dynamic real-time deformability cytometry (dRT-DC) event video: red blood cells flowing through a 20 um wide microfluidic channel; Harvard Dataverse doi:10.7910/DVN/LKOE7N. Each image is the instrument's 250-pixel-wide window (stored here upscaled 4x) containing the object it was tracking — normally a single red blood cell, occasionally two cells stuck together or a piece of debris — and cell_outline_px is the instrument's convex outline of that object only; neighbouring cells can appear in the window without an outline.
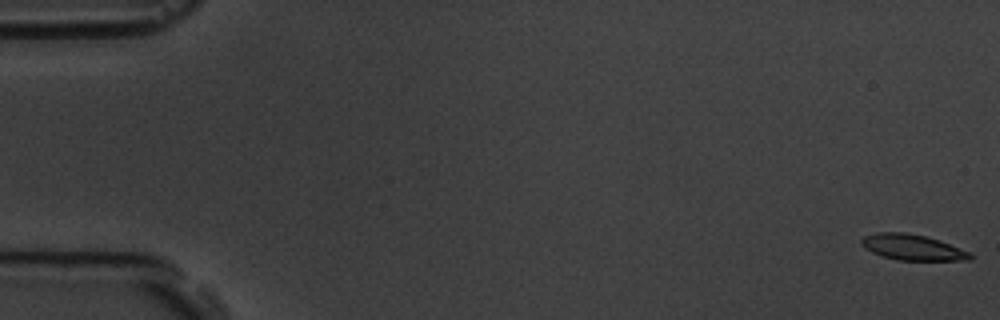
{"species": "common noctule bat (a hibernating species)", "species_latin": "Nyctalus noctula", "temperature_condition": "room temperature", "stored_images_in_passage": 7, "camera_frame_rate_fps": 3000, "um_per_image_px": 0.085, "animal": {"sex": "male", "body_mass_g": 19.5, "forearm_length_mm": 54.6}, "frame": {"image": 1, "passage_image": 1, "time_ms": 0.0, "image_size_px": [1000, 320], "cell_outline_px": [[972, 260], [896, 260], [872, 252], [864, 248], [860, 244], [860, 240], [864, 236], [876, 232], [904, 232], [924, 236], [940, 240], [972, 252]], "centroid_in_image_um": [77.57, 21.02], "position_along_channel_um": 7.4, "area_um2": 16.42}}
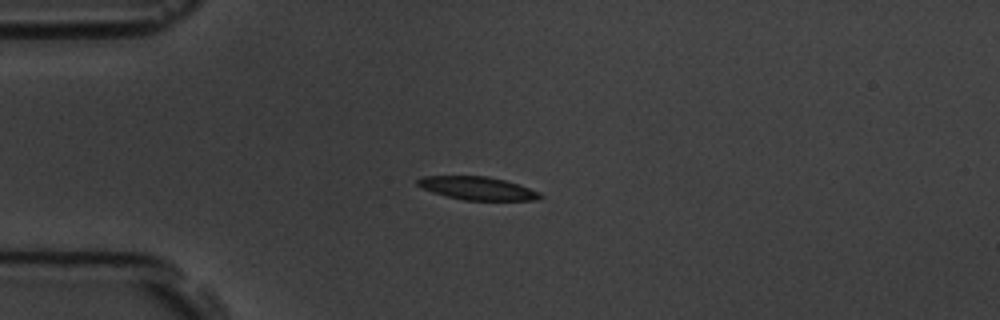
{"frame": {"image": 2, "passage_image": 5, "time_ms": 4.667, "image_size_px": [1000, 320], "cell_outline_px": [[544, 196], [536, 200], [464, 200], [432, 192], [416, 184], [416, 180], [424, 176], [488, 176], [520, 184], [540, 192]], "centroid_in_image_um": [40.62, 16.0], "position_along_channel_um": 44.4, "area_um2": 16.47}}
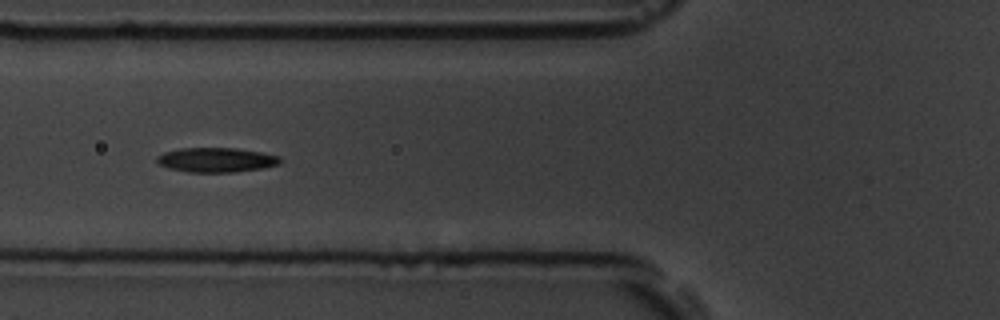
{"frame": {"image": 3, "passage_image": 7, "time_ms": 7.0, "image_size_px": [1000, 320], "cell_outline_px": [[280, 164], [264, 168], [236, 172], [188, 172], [168, 168], [156, 164], [156, 156], [164, 152], [180, 148], [236, 148], [260, 152], [280, 156]], "centroid_in_image_um": [18.35, 13.59], "position_along_channel_um": 107.4, "area_um2": 17.8}}